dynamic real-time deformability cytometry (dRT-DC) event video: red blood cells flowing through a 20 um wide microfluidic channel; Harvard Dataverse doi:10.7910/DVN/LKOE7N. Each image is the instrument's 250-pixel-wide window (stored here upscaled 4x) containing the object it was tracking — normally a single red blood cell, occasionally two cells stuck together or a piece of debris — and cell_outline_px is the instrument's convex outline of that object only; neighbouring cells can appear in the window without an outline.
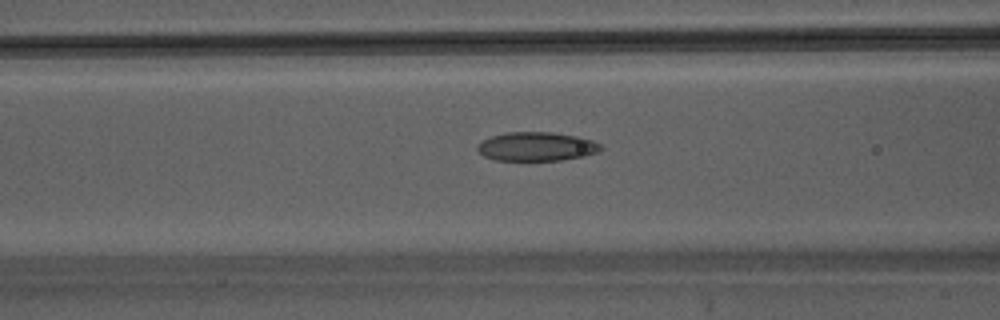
{"species": "Egyptian fruit bat (a non-hibernating species)", "species_latin": "Rousettus aegyptiacus", "temperature_condition": "warm", "stored_images_in_passage": 45, "camera_frame_rate_fps": 3000, "um_per_image_px": 0.085, "animal": {"sex": "male"}, "frame": {"image": 1, "passage_image": 19, "time_ms": 6.0, "image_size_px": [1000, 320], "cell_outline_px": [[604, 148], [600, 152], [584, 156], [560, 160], [496, 160], [484, 156], [476, 148], [484, 140], [492, 136], [504, 132], [552, 132], [576, 136], [592, 140], [600, 144]], "centroid_in_image_um": [45.65, 12.45], "position_along_channel_um": 120.9, "area_um2": 20.69}}
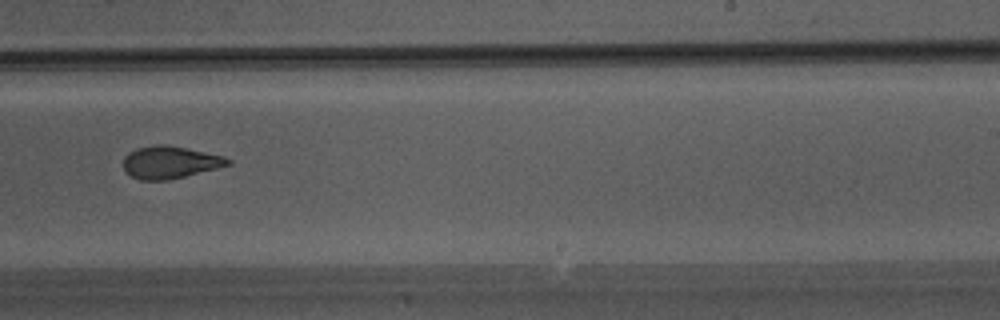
{"frame": {"image": 2, "passage_image": 29, "time_ms": 9.333, "image_size_px": [1000, 320], "cell_outline_px": [[232, 164], [168, 180], [140, 180], [124, 172], [124, 156], [128, 152], [136, 148], [156, 144], [168, 144], [224, 156], [232, 160]], "centroid_in_image_um": [14.43, 13.78], "position_along_channel_um": 274.6, "area_um2": 19.77}}
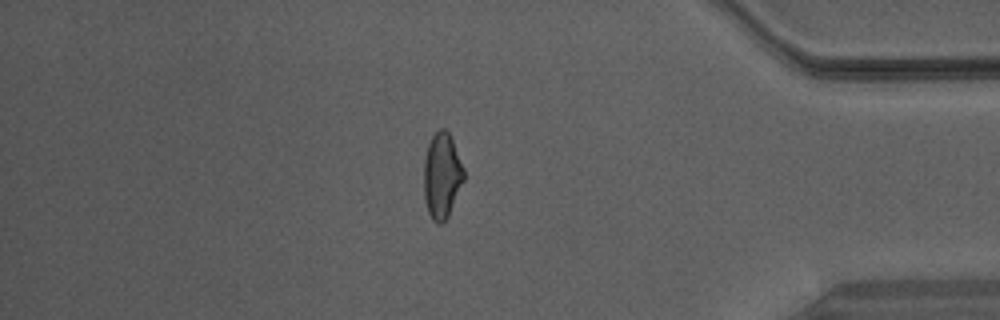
{"frame": {"image": 3, "passage_image": 39, "time_ms": 12.667, "image_size_px": [1000, 320], "cell_outline_px": [[464, 180], [448, 216], [440, 224], [436, 224], [432, 220], [428, 212], [424, 200], [424, 160], [428, 144], [432, 136], [440, 128], [444, 128], [448, 132], [452, 140], [464, 168]], "centroid_in_image_um": [37.55, 14.94], "position_along_channel_um": 397.6, "area_um2": 19.88}}